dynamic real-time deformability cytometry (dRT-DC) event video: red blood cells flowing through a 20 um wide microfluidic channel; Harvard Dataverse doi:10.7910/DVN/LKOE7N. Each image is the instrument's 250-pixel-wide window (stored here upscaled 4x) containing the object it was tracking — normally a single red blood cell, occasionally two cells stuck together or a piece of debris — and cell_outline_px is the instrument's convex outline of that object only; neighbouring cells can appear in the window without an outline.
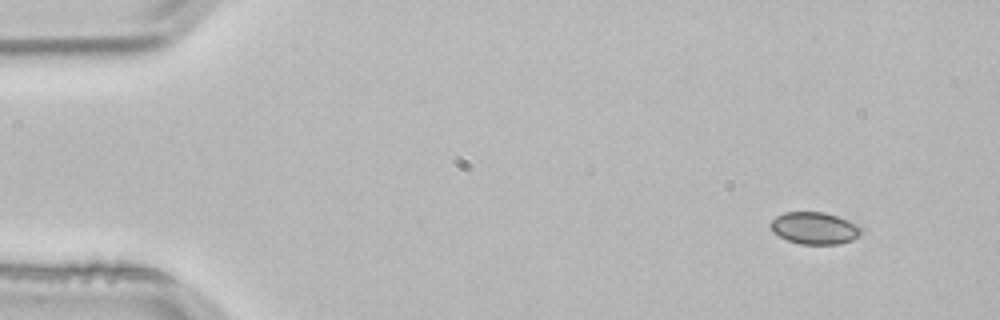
{"species": "common noctule bat (a hibernating species)", "species_latin": "Nyctalus noctula", "temperature_condition": "room temperature", "stored_images_in_passage": 3, "camera_frame_rate_fps": 3000, "um_per_image_px": 0.085, "animal": {"sex": "male", "body_mass_g": 21.5, "forearm_length_mm": 52.0}, "frame": {"image": 1, "passage_image": 1, "time_ms": 0.0, "image_size_px": [1000, 320], "cell_outline_px": [[864, 232], [860, 236], [852, 240], [840, 244], [800, 244], [788, 240], [772, 232], [768, 224], [776, 216], [784, 212], [824, 212], [848, 220], [856, 224]], "centroid_in_image_um": [69.23, 19.39], "position_along_channel_um": 15.8, "area_um2": 17.05}}